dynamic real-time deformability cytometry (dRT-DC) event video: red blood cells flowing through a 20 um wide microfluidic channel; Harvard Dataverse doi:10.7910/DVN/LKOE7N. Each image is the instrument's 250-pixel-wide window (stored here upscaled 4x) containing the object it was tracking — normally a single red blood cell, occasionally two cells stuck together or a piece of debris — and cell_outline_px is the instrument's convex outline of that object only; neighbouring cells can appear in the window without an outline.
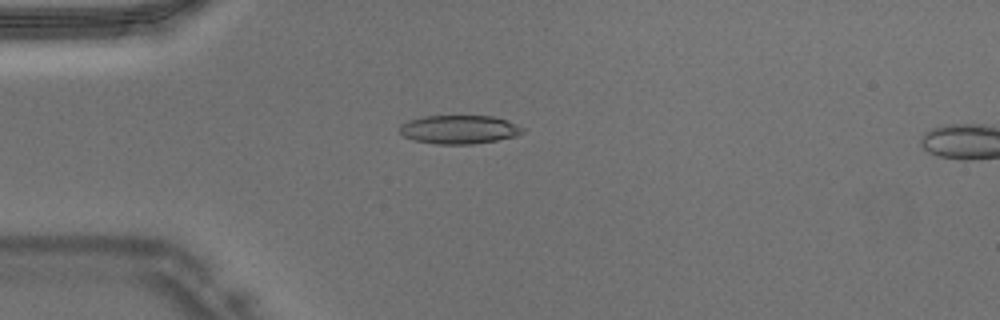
{"species": "Egyptian fruit bat (a non-hibernating species)", "species_latin": "Rousettus aegyptiacus", "temperature_condition": "warm", "stored_images_in_passage": 14, "camera_frame_rate_fps": 3000, "um_per_image_px": 0.085, "animal": {"sex": "male"}, "frame": {"image": 1, "passage_image": 12, "time_ms": 3.667, "image_size_px": [1000, 320], "cell_outline_px": [[524, 132], [516, 136], [496, 140], [472, 144], [436, 144], [412, 140], [404, 136], [400, 132], [400, 124], [408, 120], [424, 116], [492, 116], [508, 120], [524, 128]], "centroid_in_image_um": [39.02, 11.0], "position_along_channel_um": 46.0, "area_um2": 20.58}}